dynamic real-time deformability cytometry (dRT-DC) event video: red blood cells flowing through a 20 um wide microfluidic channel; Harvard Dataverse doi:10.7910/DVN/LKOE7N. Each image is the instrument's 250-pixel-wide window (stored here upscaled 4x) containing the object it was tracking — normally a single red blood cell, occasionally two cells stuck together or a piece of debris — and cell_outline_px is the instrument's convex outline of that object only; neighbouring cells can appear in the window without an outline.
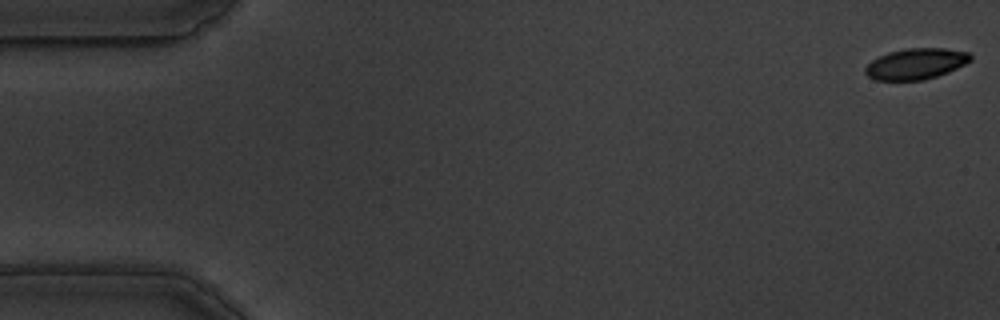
{"species": "common noctule bat (a hibernating species)", "species_latin": "Nyctalus noctula", "temperature_condition": "warm", "stored_images_in_passage": 58, "camera_frame_rate_fps": 3000, "um_per_image_px": 0.085, "animal": {"sex": "male", "body_mass_g": 19.5, "forearm_length_mm": 54.6}, "frame": {"image": 1, "passage_image": 1, "time_ms": 0.0, "image_size_px": [1000, 320], "cell_outline_px": [[972, 60], [948, 72], [924, 80], [876, 80], [868, 76], [864, 72], [864, 68], [872, 60], [888, 52], [908, 48], [944, 48], [968, 52], [972, 56]], "centroid_in_image_um": [77.85, 5.42], "position_along_channel_um": 7.2, "area_um2": 18.9}}
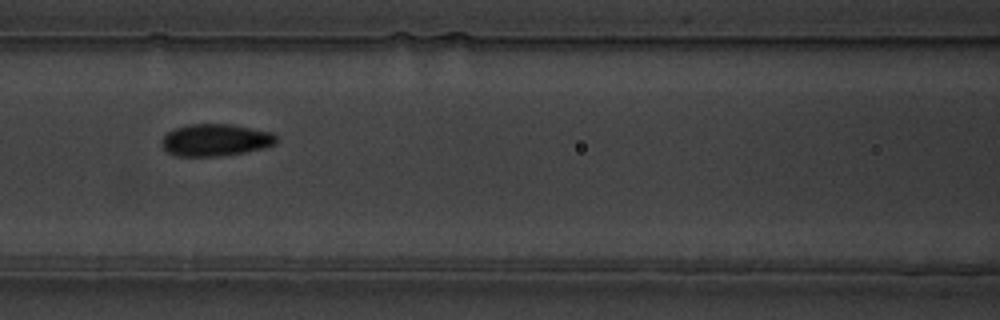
{"frame": {"image": 2, "passage_image": 25, "time_ms": 8.0, "image_size_px": [1000, 320], "cell_outline_px": [[276, 144], [244, 152], [220, 156], [176, 156], [168, 152], [164, 148], [160, 140], [168, 132], [176, 128], [188, 124], [232, 124], [272, 132], [276, 136]], "centroid_in_image_um": [18.3, 11.89], "position_along_channel_um": 148.3, "area_um2": 21.33}}
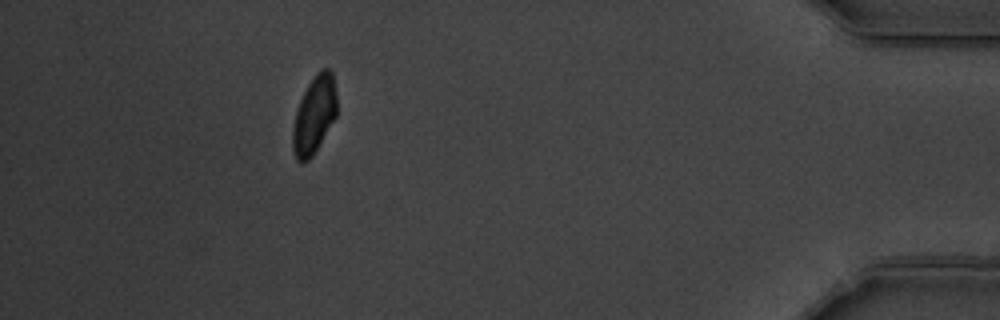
{"frame": {"image": 3, "passage_image": 52, "time_ms": 17.0, "image_size_px": [1000, 320], "cell_outline_px": [[336, 116], [312, 156], [308, 160], [296, 160], [292, 148], [292, 128], [296, 112], [300, 100], [308, 84], [316, 72], [320, 68], [328, 68], [332, 72], [336, 92]], "centroid_in_image_um": [26.7, 9.73], "position_along_channel_um": 408.5, "area_um2": 19.77}, "authors_computed_cell_mechanics": {"area_um2": 20.23, "velocity_mm_per_s": 3.5068, "shape_relaxation_time_tau1_ms": 4.236, "shape_relaxation_time_tau2_ms": 0.7517, "deformation_change_tau1": 0.1122, "deformation_change_tau2": 0.0232}}